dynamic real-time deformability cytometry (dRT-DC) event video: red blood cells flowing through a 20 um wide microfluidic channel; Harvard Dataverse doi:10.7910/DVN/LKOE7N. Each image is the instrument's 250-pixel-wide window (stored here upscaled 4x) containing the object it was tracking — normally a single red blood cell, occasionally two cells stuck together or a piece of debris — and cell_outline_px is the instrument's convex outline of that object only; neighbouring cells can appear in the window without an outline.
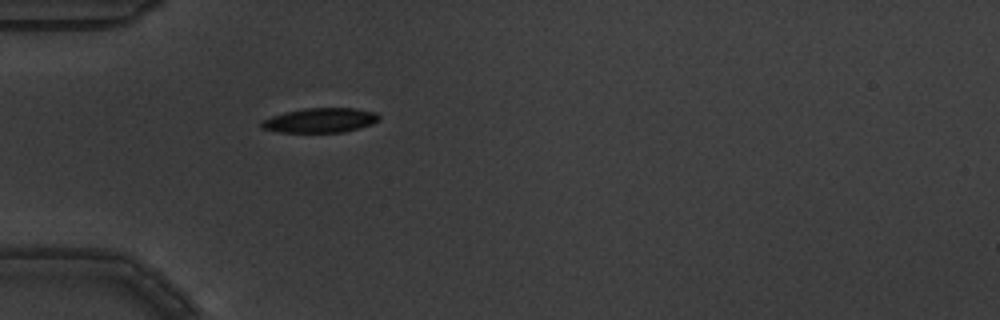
{"species": "common noctule bat (a hibernating species)", "species_latin": "Nyctalus noctula", "temperature_condition": "warm", "stored_images_in_passage": 1, "camera_frame_rate_fps": 3000, "um_per_image_px": 0.085, "animal": {"sex": "male", "body_mass_g": 19.5, "forearm_length_mm": 54.6}, "frame": {"image": 1, "passage_image": 1, "time_ms": 0.0, "image_size_px": [1000, 320], "cell_outline_px": [[380, 120], [372, 124], [360, 128], [344, 132], [280, 132], [260, 128], [260, 124], [264, 120], [272, 116], [284, 112], [304, 108], [356, 108], [376, 112], [380, 116]], "centroid_in_image_um": [27.25, 10.22], "position_along_channel_um": 57.7, "area_um2": 16.94}}